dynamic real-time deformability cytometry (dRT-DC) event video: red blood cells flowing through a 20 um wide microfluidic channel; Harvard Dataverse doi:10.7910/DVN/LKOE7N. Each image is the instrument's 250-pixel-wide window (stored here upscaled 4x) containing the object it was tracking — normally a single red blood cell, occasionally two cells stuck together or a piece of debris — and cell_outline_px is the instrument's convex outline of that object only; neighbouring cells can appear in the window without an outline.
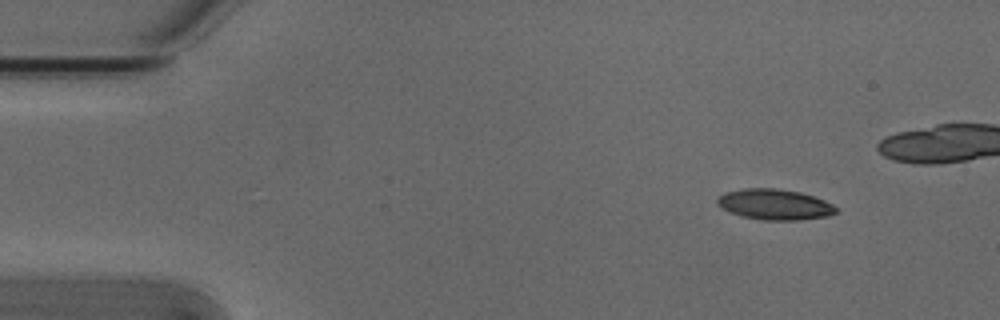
{"species": "Egyptian fruit bat (a non-hibernating species)", "species_latin": "Rousettus aegyptiacus", "temperature_condition": "cold", "stored_images_in_passage": 7, "segment_of_instrument_passage": [1, 2], "camera_frame_rate_fps": 3000, "um_per_image_px": 0.085, "animal": {"sex": "male"}, "frame": {"image": 1, "passage_image": 1, "time_ms": 0.0, "image_size_px": [1000, 320], "cell_outline_px": [[840, 208], [836, 212], [828, 216], [800, 220], [764, 220], [744, 216], [732, 212], [716, 204], [716, 200], [724, 192], [744, 188], [776, 188], [800, 192], [824, 200]], "centroid_in_image_um": [65.88, 17.37], "position_along_channel_um": 19.1, "area_um2": 21.1}}
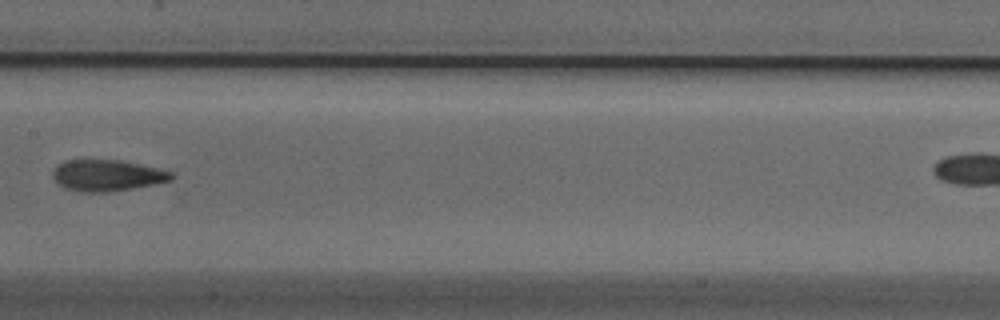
{"frame": {"image": 2, "passage_image": 6, "time_ms": 1.667, "image_size_px": [1000, 320], "cell_outline_px": [[176, 176], [172, 180], [132, 188], [108, 192], [80, 192], [64, 188], [52, 176], [52, 172], [56, 164], [64, 160], [120, 160], [156, 168], [172, 172]], "centroid_in_image_um": [9.07, 14.91], "position_along_channel_um": 198.3, "area_um2": 21.56}}